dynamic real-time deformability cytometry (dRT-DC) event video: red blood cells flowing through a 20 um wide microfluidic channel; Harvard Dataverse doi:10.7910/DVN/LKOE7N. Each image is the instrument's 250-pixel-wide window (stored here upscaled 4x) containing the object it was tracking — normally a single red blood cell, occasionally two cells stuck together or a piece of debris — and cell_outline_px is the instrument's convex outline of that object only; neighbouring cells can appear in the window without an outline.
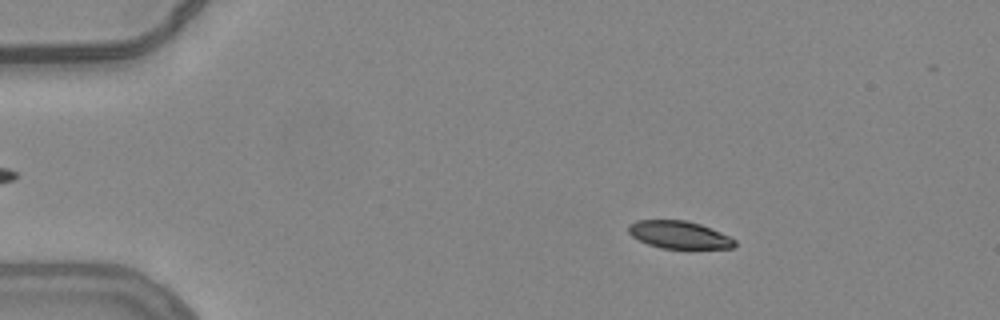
{"species": "common noctule bat (a hibernating species)", "species_latin": "Nyctalus noctula", "temperature_condition": "warm", "stored_images_in_passage": 54, "camera_frame_rate_fps": 3000, "um_per_image_px": 0.085, "animal": {"sex": "female", "body_mass_g": 24.6, "forearm_length_mm": 56.2}, "frame": {"image": 1, "passage_image": 9, "time_ms": 2.667, "image_size_px": [1000, 320], "cell_outline_px": [[736, 244], [732, 248], [660, 248], [648, 244], [632, 236], [628, 232], [628, 224], [636, 220], [684, 220], [700, 224], [720, 232], [736, 240]], "centroid_in_image_um": [57.7, 19.95], "position_along_channel_um": 27.3, "area_um2": 16.94}}
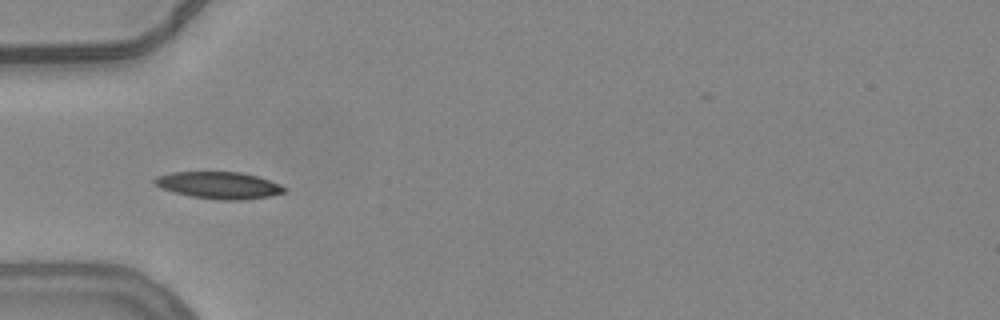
{"frame": {"image": 2, "passage_image": 18, "time_ms": 5.667, "image_size_px": [1000, 320], "cell_outline_px": [[288, 188], [284, 192], [268, 196], [244, 200], [220, 200], [192, 196], [160, 188], [152, 184], [152, 180], [156, 176], [172, 172], [240, 172], [256, 176], [280, 184]], "centroid_in_image_um": [18.57, 15.74], "position_along_channel_um": 66.4, "area_um2": 20.29}}
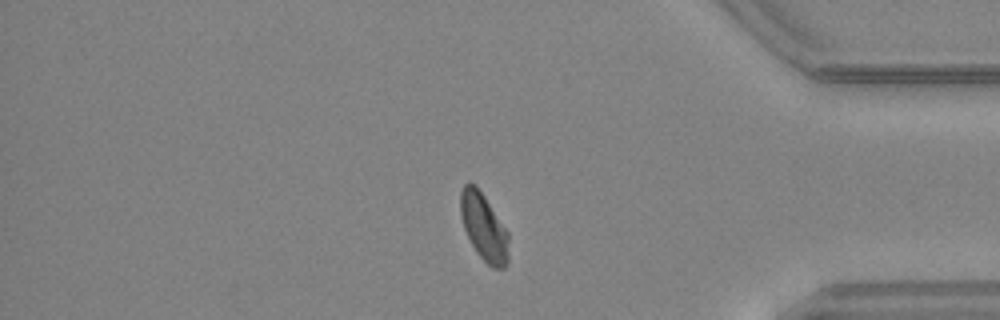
{"frame": {"image": 3, "passage_image": 46, "time_ms": 15.0, "image_size_px": [1000, 320], "cell_outline_px": [[508, 264], [504, 268], [492, 268], [476, 252], [464, 228], [460, 212], [460, 192], [464, 184], [468, 180], [476, 184], [508, 232]], "centroid_in_image_um": [41.11, 19.28], "position_along_channel_um": 394.1, "area_um2": 18.84}, "authors_computed_cell_mechanics": {"area_um2": 18.9873, "velocity_mm_per_s": 3.7889, "shape_relaxation_time_tau1_ms": 5.7432, "shape_relaxation_time_tau2_ms": 4.0904, "deformation_change_tau1": 0.1407, "deformation_change_tau2": 0.082}}